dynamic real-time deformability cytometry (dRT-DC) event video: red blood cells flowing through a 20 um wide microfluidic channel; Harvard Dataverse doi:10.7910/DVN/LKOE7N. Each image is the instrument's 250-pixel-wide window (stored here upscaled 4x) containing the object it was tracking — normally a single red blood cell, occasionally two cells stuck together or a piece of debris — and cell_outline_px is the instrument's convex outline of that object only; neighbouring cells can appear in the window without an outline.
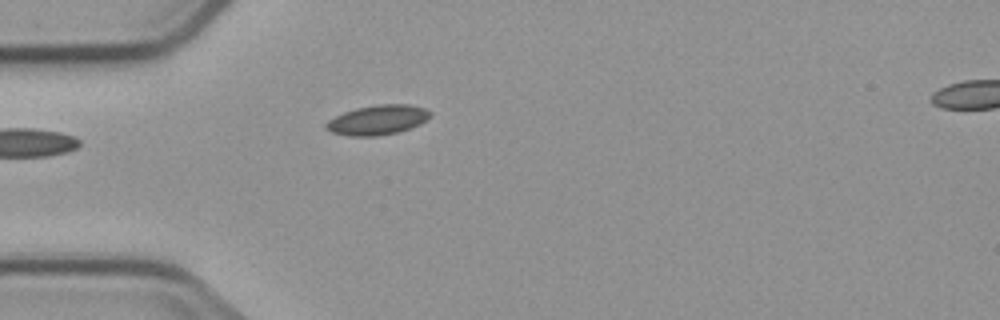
{"species": "common noctule bat (a hibernating species)", "species_latin": "Nyctalus noctula", "temperature_condition": "cold", "stored_images_in_passage": 5, "camera_frame_rate_fps": 3000, "um_per_image_px": 0.085, "animal": {"sex": "male", "body_mass_g": 23.1, "forearm_length_mm": 52.7}, "frame": {"image": 1, "passage_image": 5, "time_ms": 4.667, "image_size_px": [1000, 320], "cell_outline_px": [[432, 116], [420, 124], [396, 132], [376, 136], [348, 136], [332, 132], [324, 128], [324, 124], [328, 120], [344, 112], [356, 108], [380, 104], [408, 104], [424, 108], [432, 112]], "centroid_in_image_um": [32.09, 10.19], "position_along_channel_um": 52.9, "area_um2": 17.98}}